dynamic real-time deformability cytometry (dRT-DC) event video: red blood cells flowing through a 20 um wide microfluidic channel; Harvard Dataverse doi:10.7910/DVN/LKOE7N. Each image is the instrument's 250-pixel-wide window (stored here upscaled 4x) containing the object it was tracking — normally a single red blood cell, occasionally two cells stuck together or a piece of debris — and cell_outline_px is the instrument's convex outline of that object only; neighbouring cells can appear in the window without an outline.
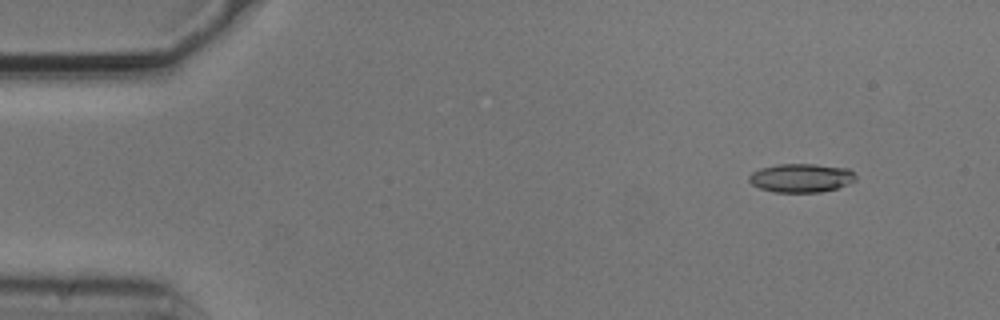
{"species": "common noctule bat (a hibernating species)", "species_latin": "Nyctalus noctula", "temperature_condition": "cold", "stored_images_in_passage": 4, "camera_frame_rate_fps": 3000, "um_per_image_px": 0.085, "animal": {"sex": "male", "body_mass_g": 20.5, "forearm_length_mm": 52.5}, "frame": {"image": 1, "passage_image": 2, "time_ms": 0.333, "image_size_px": [1000, 320], "cell_outline_px": [[856, 180], [848, 184], [836, 188], [820, 192], [772, 192], [760, 188], [752, 184], [748, 180], [748, 176], [752, 172], [760, 168], [776, 164], [816, 164], [848, 168], [856, 176]], "centroid_in_image_um": [68.08, 15.12], "position_along_channel_um": 16.9, "area_um2": 17.92}}